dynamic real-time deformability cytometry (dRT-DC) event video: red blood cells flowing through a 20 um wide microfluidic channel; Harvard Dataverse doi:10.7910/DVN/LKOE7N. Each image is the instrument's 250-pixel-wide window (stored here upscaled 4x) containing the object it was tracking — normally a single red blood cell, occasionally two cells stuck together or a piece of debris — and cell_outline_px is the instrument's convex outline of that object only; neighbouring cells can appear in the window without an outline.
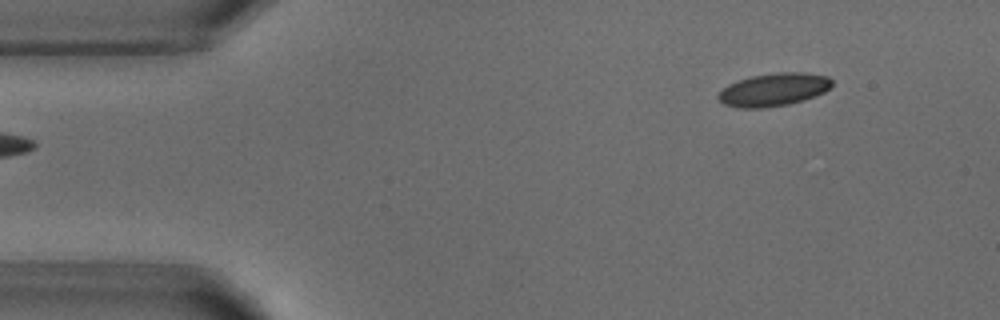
{"species": "common noctule bat (a hibernating species)", "species_latin": "Nyctalus noctula", "temperature_condition": "warm", "stored_images_in_passage": 3, "segment_of_instrument_passage": [2, 2], "camera_frame_rate_fps": 3000, "um_per_image_px": 0.085, "animal": {"sex": "male", "body_mass_g": 18.8}, "frame": {"image": 1, "passage_image": 3, "time_ms": 3.0, "image_size_px": [1000, 320], "cell_outline_px": [[832, 84], [824, 92], [804, 100], [788, 104], [764, 108], [736, 108], [724, 104], [716, 96], [728, 84], [736, 80], [752, 76], [776, 72], [800, 72], [828, 76], [832, 80]], "centroid_in_image_um": [65.74, 7.62], "position_along_channel_um": 19.3, "area_um2": 21.85}}